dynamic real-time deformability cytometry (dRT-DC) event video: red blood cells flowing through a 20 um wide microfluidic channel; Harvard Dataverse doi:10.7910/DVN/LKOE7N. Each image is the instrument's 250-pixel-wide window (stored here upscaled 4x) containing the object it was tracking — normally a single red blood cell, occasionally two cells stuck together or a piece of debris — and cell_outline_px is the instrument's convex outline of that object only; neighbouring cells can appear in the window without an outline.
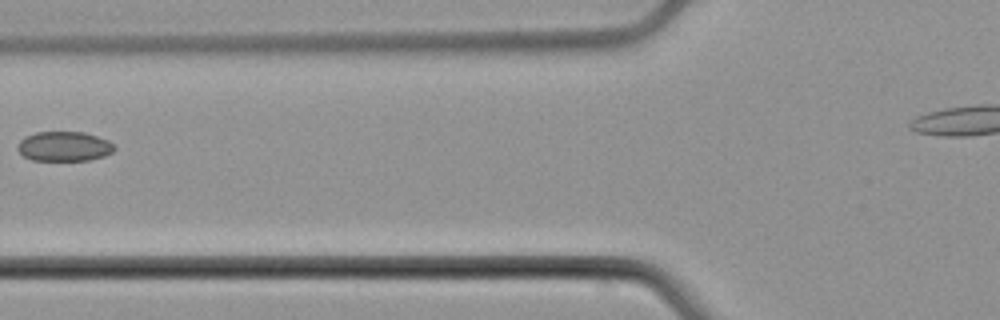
{"species": "common noctule bat (a hibernating species)", "species_latin": "Nyctalus noctula", "temperature_condition": "cold", "stored_images_in_passage": 3, "camera_frame_rate_fps": 3000, "um_per_image_px": 0.085, "animal": {"sex": "male", "body_mass_g": 21.5, "forearm_length_mm": 52.0}, "frame": {"image": 1, "passage_image": 3, "time_ms": 3.667, "image_size_px": [1000, 320], "cell_outline_px": [[116, 148], [112, 152], [104, 156], [88, 160], [32, 160], [24, 156], [16, 148], [20, 140], [24, 136], [36, 132], [84, 132], [108, 140], [116, 144]], "centroid_in_image_um": [5.46, 12.43], "position_along_channel_um": 120.3, "area_um2": 16.82}}